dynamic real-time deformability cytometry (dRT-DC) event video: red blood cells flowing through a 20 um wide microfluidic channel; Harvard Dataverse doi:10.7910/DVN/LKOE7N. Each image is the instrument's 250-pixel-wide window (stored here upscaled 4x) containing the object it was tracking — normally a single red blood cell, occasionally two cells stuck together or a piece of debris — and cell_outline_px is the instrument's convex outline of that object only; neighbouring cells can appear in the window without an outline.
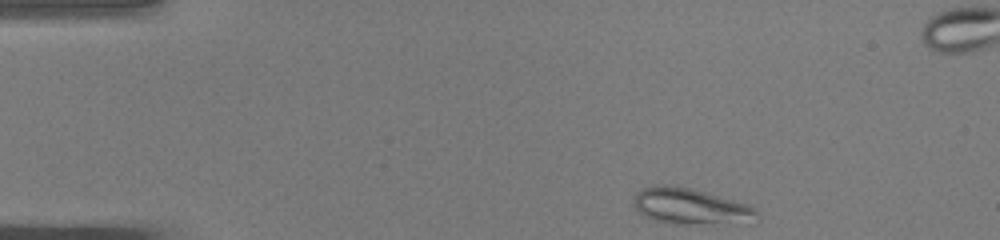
{"species": "common noctule bat (a hibernating species)", "species_latin": "Nyctalus noctula", "temperature_condition": "warm", "stored_images_in_passage": 44, "segment_of_instrument_passage": [1, 2], "camera_frame_rate_fps": 3000, "um_per_image_px": 0.085, "animal": {"sex": "male", "body_mass_g": 19.0, "forearm_length_mm": 50.8}, "frame": {"image": 1, "passage_image": 1, "time_ms": 0.0, "image_size_px": [1000, 240], "cell_outline_px": [[756, 224], [676, 224], [652, 220], [644, 216], [632, 204], [636, 192], [640, 188], [656, 184], [668, 184], [692, 188], [748, 204], [756, 208]], "centroid_in_image_um": [58.72, 17.55], "position_along_channel_um": 26.3, "area_um2": 26.65}}
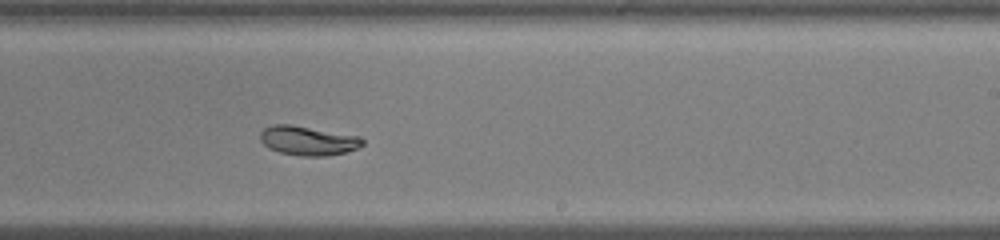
{"frame": {"image": 2, "passage_image": 24, "time_ms": 7.667, "image_size_px": [1000, 240], "cell_outline_px": [[364, 144], [356, 148], [344, 152], [328, 156], [300, 156], [280, 152], [268, 148], [260, 140], [260, 132], [264, 128], [272, 124], [292, 124], [360, 136], [364, 140]], "centroid_in_image_um": [26.16, 11.94], "position_along_channel_um": 262.8, "area_um2": 17.57}}
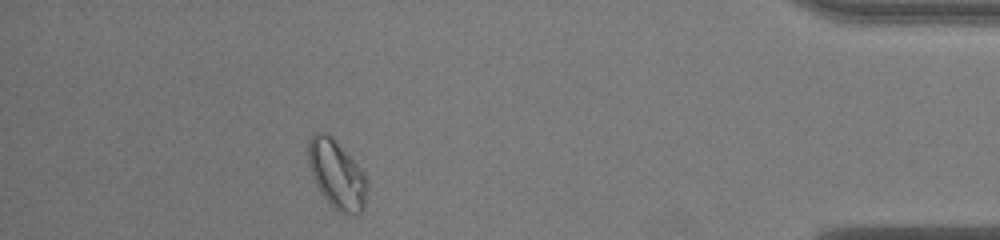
{"frame": {"image": 3, "passage_image": 38, "time_ms": 12.333, "image_size_px": [1000, 240], "cell_outline_px": [[368, 184], [364, 208], [356, 216], [340, 212], [332, 208], [328, 204], [316, 184], [312, 176], [308, 160], [308, 140], [316, 132], [324, 132], [332, 136], [364, 172], [368, 180]], "centroid_in_image_um": [28.64, 14.85], "position_along_channel_um": 406.6, "area_um2": 23.7}}